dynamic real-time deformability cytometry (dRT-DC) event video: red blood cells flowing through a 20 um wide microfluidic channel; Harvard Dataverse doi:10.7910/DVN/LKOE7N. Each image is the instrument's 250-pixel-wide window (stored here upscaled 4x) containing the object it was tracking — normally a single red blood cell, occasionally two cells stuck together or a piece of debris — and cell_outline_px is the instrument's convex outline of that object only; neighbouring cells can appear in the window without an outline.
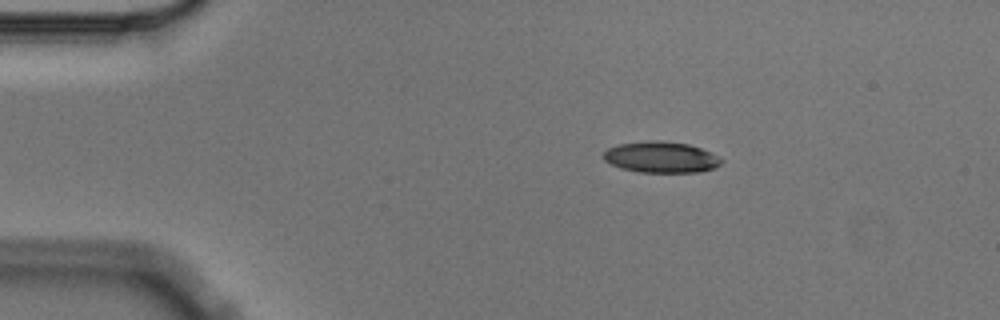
{"species": "Egyptian fruit bat (a non-hibernating species)", "species_latin": "Rousettus aegyptiacus", "temperature_condition": "cold", "stored_images_in_passage": 9, "camera_frame_rate_fps": 3000, "um_per_image_px": 0.085, "animal": {"sex": "male"}, "frame": {"image": 1, "passage_image": 1, "time_ms": 0.0, "image_size_px": [1000, 320], "cell_outline_px": [[724, 160], [716, 168], [700, 172], [640, 172], [620, 168], [604, 160], [604, 152], [608, 148], [620, 144], [648, 140], [656, 140], [688, 144], [712, 152]], "centroid_in_image_um": [56.22, 13.36], "position_along_channel_um": 28.8, "area_um2": 21.39}}
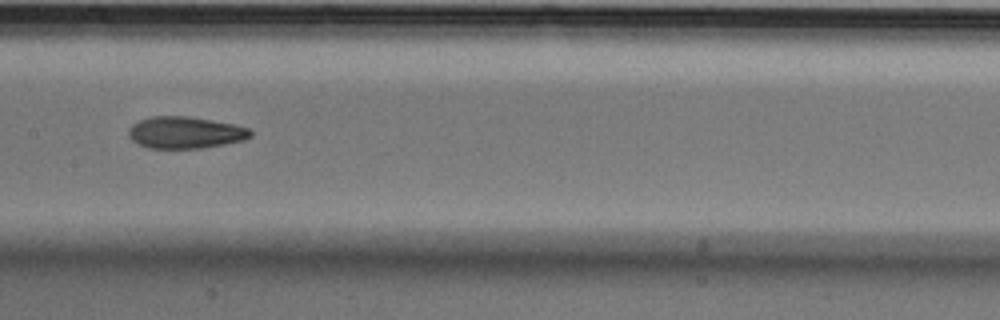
{"frame": {"image": 2, "passage_image": 6, "time_ms": 1.667, "image_size_px": [1000, 320], "cell_outline_px": [[252, 136], [244, 140], [204, 148], [148, 148], [136, 144], [128, 136], [128, 128], [132, 124], [148, 116], [188, 116], [212, 120], [232, 124], [248, 128], [252, 132]], "centroid_in_image_um": [15.7, 11.27], "position_along_channel_um": 191.7, "area_um2": 22.77}}
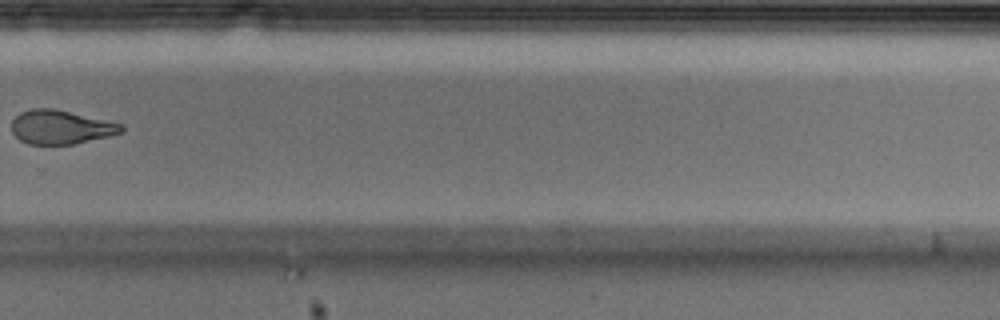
{"frame": {"image": 3, "passage_image": 9, "time_ms": 2.667, "image_size_px": [1000, 320], "cell_outline_px": [[124, 132], [76, 144], [28, 144], [20, 140], [12, 132], [12, 120], [20, 112], [32, 108], [56, 108], [124, 124]], "centroid_in_image_um": [5.19, 10.79], "position_along_channel_um": 324.6, "area_um2": 21.91}}